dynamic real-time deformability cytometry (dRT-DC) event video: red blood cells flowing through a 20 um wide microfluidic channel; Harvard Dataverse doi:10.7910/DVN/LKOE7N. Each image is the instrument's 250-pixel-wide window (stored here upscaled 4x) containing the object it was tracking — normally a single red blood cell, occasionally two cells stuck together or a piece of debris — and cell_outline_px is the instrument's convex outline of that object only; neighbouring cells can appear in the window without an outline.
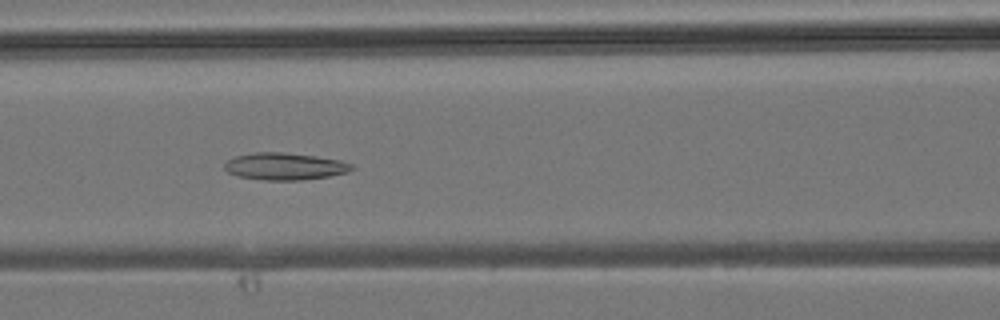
{"species": "common noctule bat (a hibernating species)", "species_latin": "Nyctalus noctula", "temperature_condition": "room temperature", "stored_images_in_passage": 30, "camera_frame_rate_fps": 3000, "um_per_image_px": 0.085, "animal": {"sex": "male", "body_mass_g": 19.2, "forearm_length_mm": 51.8}, "frame": {"image": 1, "passage_image": 6, "time_ms": 1.667, "image_size_px": [1000, 320], "cell_outline_px": [[356, 168], [348, 172], [328, 176], [300, 180], [264, 180], [236, 176], [228, 172], [224, 168], [224, 164], [228, 160], [236, 156], [252, 152], [284, 152], [316, 156], [340, 160], [352, 164]], "centroid_in_image_um": [24.2, 14.13], "position_along_channel_um": 142.4, "area_um2": 20.17}}
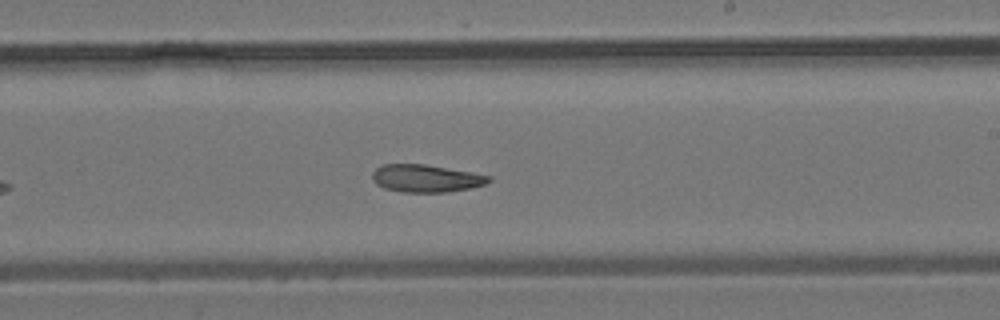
{"frame": {"image": 2, "passage_image": 13, "time_ms": 4.0, "image_size_px": [1000, 320], "cell_outline_px": [[492, 180], [484, 184], [472, 188], [448, 192], [404, 192], [384, 188], [376, 184], [372, 180], [372, 172], [376, 168], [384, 164], [424, 164], [472, 172], [492, 176]], "centroid_in_image_um": [36.22, 15.16], "position_along_channel_um": 252.8, "area_um2": 18.79}}
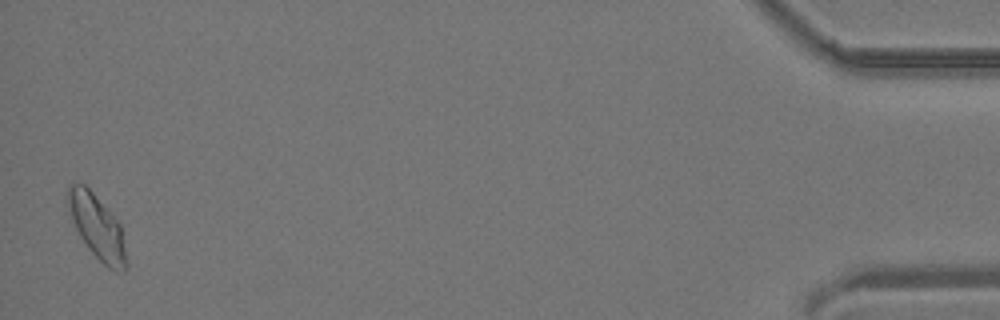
{"frame": {"image": 3, "passage_image": 30, "time_ms": 9.667, "image_size_px": [1000, 320], "cell_outline_px": [[128, 268], [124, 272], [120, 272], [108, 268], [88, 248], [80, 236], [72, 220], [68, 204], [68, 184], [84, 184], [92, 192], [120, 224], [128, 264]], "centroid_in_image_um": [8.28, 19.34], "position_along_channel_um": 426.9, "area_um2": 21.33}}